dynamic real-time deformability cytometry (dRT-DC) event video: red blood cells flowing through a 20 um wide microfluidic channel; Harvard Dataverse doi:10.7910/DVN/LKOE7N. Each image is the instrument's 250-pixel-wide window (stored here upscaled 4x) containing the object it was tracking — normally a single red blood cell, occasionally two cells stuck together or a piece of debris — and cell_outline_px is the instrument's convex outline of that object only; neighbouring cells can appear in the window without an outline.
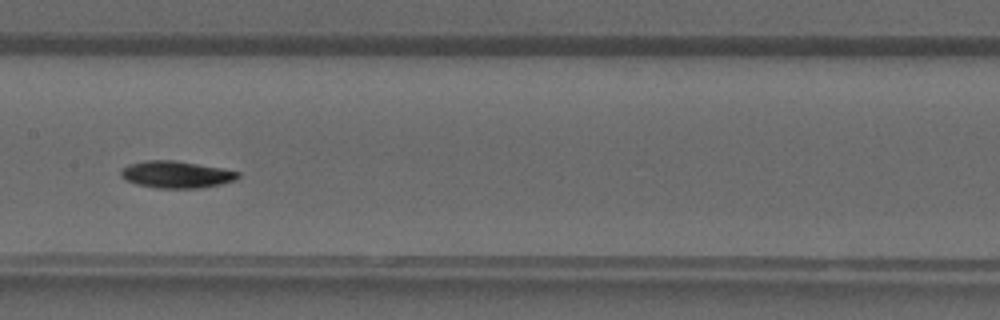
{"species": "common noctule bat (a hibernating species)", "species_latin": "Nyctalus noctula", "temperature_condition": "warm", "stored_images_in_passage": 33, "camera_frame_rate_fps": 3000, "um_per_image_px": 0.085, "animal": {"sex": "male", "forearm_length_mm": 52.5}, "frame": {"image": 1, "passage_image": 17, "time_ms": 5.333, "image_size_px": [1000, 320], "cell_outline_px": [[240, 176], [236, 180], [220, 184], [200, 188], [156, 188], [136, 184], [124, 180], [120, 176], [120, 172], [128, 164], [144, 160], [176, 160], [220, 168], [240, 172]], "centroid_in_image_um": [14.96, 14.83], "position_along_channel_um": 192.4, "area_um2": 18.5}}
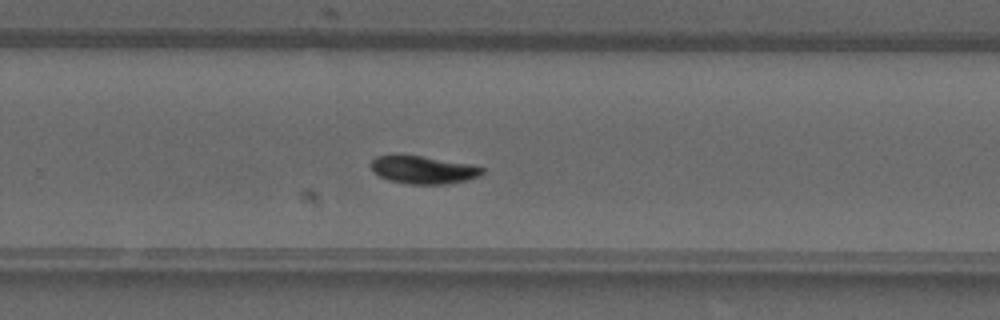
{"frame": {"image": 2, "passage_image": 23, "time_ms": 7.333, "image_size_px": [1000, 320], "cell_outline_px": [[484, 172], [480, 176], [448, 184], [408, 184], [388, 180], [380, 176], [372, 168], [372, 160], [376, 156], [420, 156], [472, 164], [484, 168]], "centroid_in_image_um": [36.03, 14.45], "position_along_channel_um": 293.8, "area_um2": 17.69}}
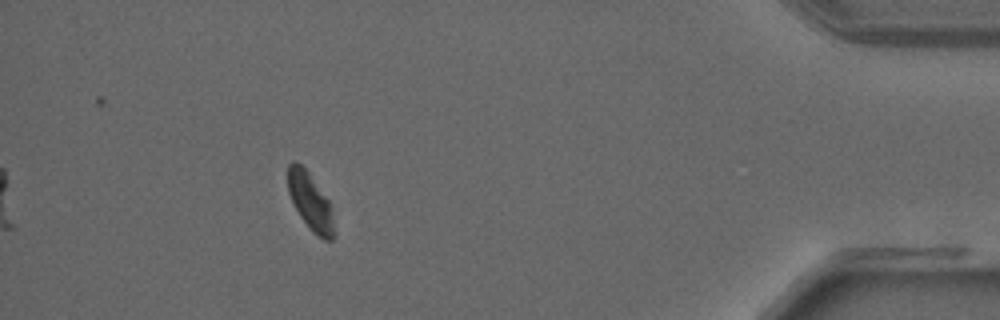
{"frame": {"image": 3, "passage_image": 33, "time_ms": 10.667, "image_size_px": [1000, 320], "cell_outline_px": [[332, 240], [324, 240], [312, 232], [300, 216], [288, 192], [288, 164], [292, 160], [296, 160], [308, 172], [328, 200], [332, 220]], "centroid_in_image_um": [26.32, 17.09], "position_along_channel_um": 408.9, "area_um2": 14.8}}